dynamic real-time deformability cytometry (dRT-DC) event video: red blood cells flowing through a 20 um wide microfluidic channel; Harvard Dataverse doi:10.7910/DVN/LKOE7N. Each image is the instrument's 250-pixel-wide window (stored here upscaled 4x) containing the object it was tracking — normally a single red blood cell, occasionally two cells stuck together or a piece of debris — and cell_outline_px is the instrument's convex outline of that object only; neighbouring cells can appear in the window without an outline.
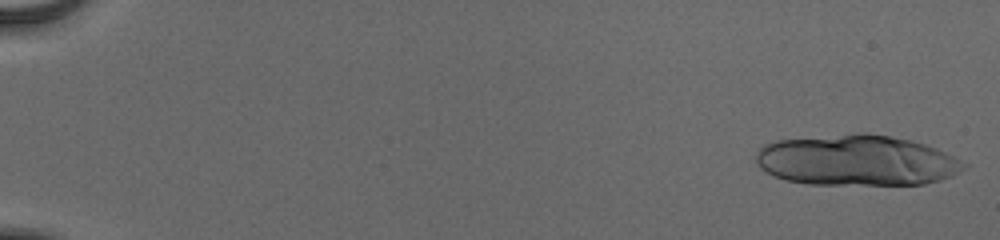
{"species": "human", "species_latin": "Homo sapiens", "temperature_condition": "cold", "stored_images_in_passage": 19, "camera_frame_rate_fps": 3000, "um_per_image_px": 0.085, "donor": {"sex": "male"}, "frame": {"image": 1, "passage_image": 1, "time_ms": 0.0, "image_size_px": [1000, 240], "cell_outline_px": [[968, 164], [964, 168], [952, 176], [940, 180], [924, 184], [808, 184], [784, 180], [760, 168], [756, 164], [756, 152], [764, 144], [776, 140], [856, 132], [868, 132], [912, 140], [936, 148]], "centroid_in_image_um": [72.79, 13.62], "position_along_channel_um": 12.2, "area_um2": 61.73}}
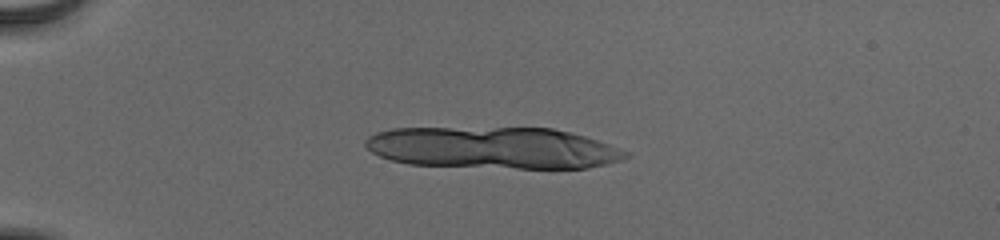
{"frame": {"image": 2, "passage_image": 14, "time_ms": 4.333, "image_size_px": [1000, 240], "cell_outline_px": [[632, 152], [628, 156], [620, 160], [588, 168], [516, 168], [408, 164], [392, 160], [380, 156], [372, 152], [364, 144], [364, 140], [368, 136], [376, 132], [392, 128], [552, 128], [584, 136]], "centroid_in_image_um": [41.9, 12.56], "position_along_channel_um": 43.1, "area_um2": 63.12}}